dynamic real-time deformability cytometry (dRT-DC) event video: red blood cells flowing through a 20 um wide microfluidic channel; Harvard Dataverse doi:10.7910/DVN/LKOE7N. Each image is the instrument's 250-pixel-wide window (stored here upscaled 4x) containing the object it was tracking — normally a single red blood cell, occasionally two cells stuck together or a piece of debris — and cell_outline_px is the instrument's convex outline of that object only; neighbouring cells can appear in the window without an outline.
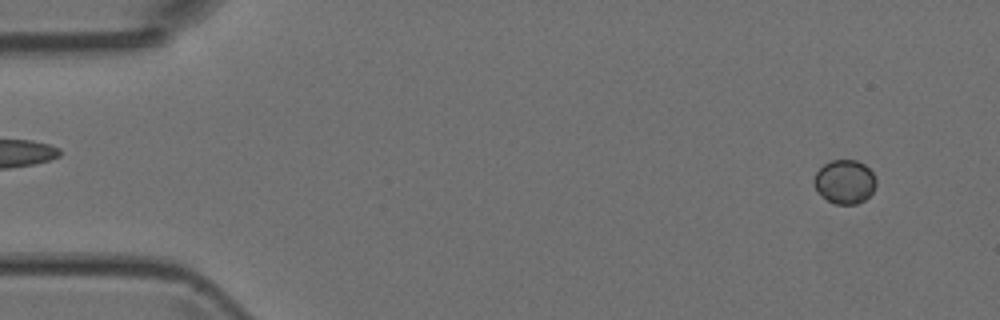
{"species": "Egyptian fruit bat (a non-hibernating species)", "species_latin": "Rousettus aegyptiacus", "temperature_condition": "room temperature", "stored_images_in_passage": 51, "camera_frame_rate_fps": 3000, "um_per_image_px": 0.085, "animal": {"sex": "female"}, "frame": {"image": 1, "passage_image": 4, "time_ms": 1.0, "image_size_px": [1000, 320], "cell_outline_px": [[876, 184], [872, 192], [864, 200], [856, 204], [836, 204], [828, 200], [816, 192], [812, 180], [816, 172], [824, 164], [832, 160], [856, 160], [864, 164], [872, 172], [876, 180]], "centroid_in_image_um": [71.77, 15.45], "position_along_channel_um": 13.2, "area_um2": 15.9}}
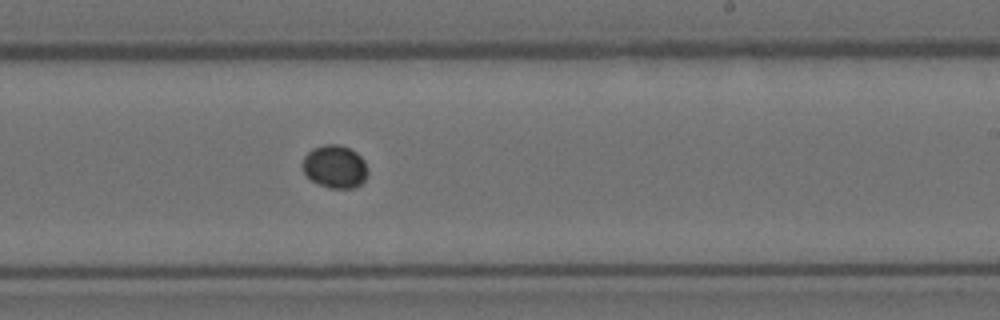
{"frame": {"image": 2, "passage_image": 31, "time_ms": 10.0, "image_size_px": [1000, 320], "cell_outline_px": [[368, 172], [364, 180], [360, 184], [352, 188], [328, 188], [312, 180], [304, 172], [300, 164], [304, 156], [312, 148], [324, 144], [340, 144], [356, 152], [364, 160]], "centroid_in_image_um": [28.44, 14.15], "position_along_channel_um": 260.6, "area_um2": 16.36}}
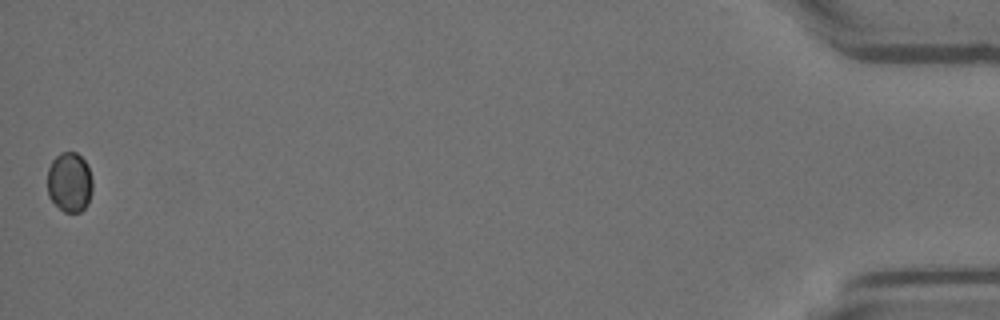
{"frame": {"image": 3, "passage_image": 51, "time_ms": 16.667, "image_size_px": [1000, 320], "cell_outline_px": [[92, 192], [88, 204], [80, 212], [64, 212], [48, 196], [48, 168], [52, 160], [60, 152], [76, 152], [88, 164], [92, 180]], "centroid_in_image_um": [5.92, 15.48], "position_along_channel_um": 429.3, "area_um2": 15.84}}